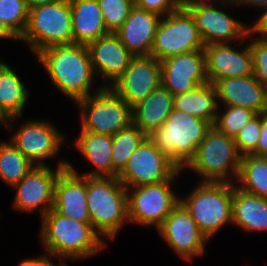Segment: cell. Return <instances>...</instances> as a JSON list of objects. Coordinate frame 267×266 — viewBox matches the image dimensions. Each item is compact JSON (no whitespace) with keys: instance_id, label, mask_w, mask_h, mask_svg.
<instances>
[{"instance_id":"37","label":"cell","mask_w":267,"mask_h":266,"mask_svg":"<svg viewBox=\"0 0 267 266\" xmlns=\"http://www.w3.org/2000/svg\"><path fill=\"white\" fill-rule=\"evenodd\" d=\"M135 5L145 11L153 12L161 17L178 10L174 0H134Z\"/></svg>"},{"instance_id":"38","label":"cell","mask_w":267,"mask_h":266,"mask_svg":"<svg viewBox=\"0 0 267 266\" xmlns=\"http://www.w3.org/2000/svg\"><path fill=\"white\" fill-rule=\"evenodd\" d=\"M56 259L58 260L57 263H54L53 261ZM30 266H69L67 262L74 261V259L71 258H65V257H54L47 254H44L43 252L38 256H34L32 258L24 259Z\"/></svg>"},{"instance_id":"16","label":"cell","mask_w":267,"mask_h":266,"mask_svg":"<svg viewBox=\"0 0 267 266\" xmlns=\"http://www.w3.org/2000/svg\"><path fill=\"white\" fill-rule=\"evenodd\" d=\"M248 40L249 33L245 40L238 43L205 45L203 50L209 83L214 84L223 78L254 75L253 58Z\"/></svg>"},{"instance_id":"36","label":"cell","mask_w":267,"mask_h":266,"mask_svg":"<svg viewBox=\"0 0 267 266\" xmlns=\"http://www.w3.org/2000/svg\"><path fill=\"white\" fill-rule=\"evenodd\" d=\"M249 39L254 77L267 87V37L256 36L249 32Z\"/></svg>"},{"instance_id":"4","label":"cell","mask_w":267,"mask_h":266,"mask_svg":"<svg viewBox=\"0 0 267 266\" xmlns=\"http://www.w3.org/2000/svg\"><path fill=\"white\" fill-rule=\"evenodd\" d=\"M233 183L199 181L180 203L210 241L220 230L232 225ZM219 231V232H218Z\"/></svg>"},{"instance_id":"3","label":"cell","mask_w":267,"mask_h":266,"mask_svg":"<svg viewBox=\"0 0 267 266\" xmlns=\"http://www.w3.org/2000/svg\"><path fill=\"white\" fill-rule=\"evenodd\" d=\"M86 193L91 225L106 242L116 240L129 223L126 187L116 177H86Z\"/></svg>"},{"instance_id":"40","label":"cell","mask_w":267,"mask_h":266,"mask_svg":"<svg viewBox=\"0 0 267 266\" xmlns=\"http://www.w3.org/2000/svg\"><path fill=\"white\" fill-rule=\"evenodd\" d=\"M257 20H253L254 24H250V32L260 37H267V6L260 11Z\"/></svg>"},{"instance_id":"33","label":"cell","mask_w":267,"mask_h":266,"mask_svg":"<svg viewBox=\"0 0 267 266\" xmlns=\"http://www.w3.org/2000/svg\"><path fill=\"white\" fill-rule=\"evenodd\" d=\"M28 15L25 0H0V19L18 38L26 29Z\"/></svg>"},{"instance_id":"15","label":"cell","mask_w":267,"mask_h":266,"mask_svg":"<svg viewBox=\"0 0 267 266\" xmlns=\"http://www.w3.org/2000/svg\"><path fill=\"white\" fill-rule=\"evenodd\" d=\"M170 250L181 260L193 262L206 253L207 237L200 231L187 209L179 203L156 229Z\"/></svg>"},{"instance_id":"18","label":"cell","mask_w":267,"mask_h":266,"mask_svg":"<svg viewBox=\"0 0 267 266\" xmlns=\"http://www.w3.org/2000/svg\"><path fill=\"white\" fill-rule=\"evenodd\" d=\"M161 63V85L173 96L208 84L204 50L169 57Z\"/></svg>"},{"instance_id":"19","label":"cell","mask_w":267,"mask_h":266,"mask_svg":"<svg viewBox=\"0 0 267 266\" xmlns=\"http://www.w3.org/2000/svg\"><path fill=\"white\" fill-rule=\"evenodd\" d=\"M95 76L102 87H111L134 57L115 33H109L87 45Z\"/></svg>"},{"instance_id":"12","label":"cell","mask_w":267,"mask_h":266,"mask_svg":"<svg viewBox=\"0 0 267 266\" xmlns=\"http://www.w3.org/2000/svg\"><path fill=\"white\" fill-rule=\"evenodd\" d=\"M227 6L235 9L237 5L233 0H221L215 3L194 5L187 9L205 45L236 43L247 38L250 23L244 24L238 18L235 19L225 12Z\"/></svg>"},{"instance_id":"42","label":"cell","mask_w":267,"mask_h":266,"mask_svg":"<svg viewBox=\"0 0 267 266\" xmlns=\"http://www.w3.org/2000/svg\"><path fill=\"white\" fill-rule=\"evenodd\" d=\"M237 7H250V8H258V10L267 6V0H233Z\"/></svg>"},{"instance_id":"1","label":"cell","mask_w":267,"mask_h":266,"mask_svg":"<svg viewBox=\"0 0 267 266\" xmlns=\"http://www.w3.org/2000/svg\"><path fill=\"white\" fill-rule=\"evenodd\" d=\"M35 57L52 85L74 103L102 88L95 84L97 77L87 45H55L41 50Z\"/></svg>"},{"instance_id":"2","label":"cell","mask_w":267,"mask_h":266,"mask_svg":"<svg viewBox=\"0 0 267 266\" xmlns=\"http://www.w3.org/2000/svg\"><path fill=\"white\" fill-rule=\"evenodd\" d=\"M40 220L38 236L44 254L82 261L97 256L108 245L91 223L60 215L53 208Z\"/></svg>"},{"instance_id":"5","label":"cell","mask_w":267,"mask_h":266,"mask_svg":"<svg viewBox=\"0 0 267 266\" xmlns=\"http://www.w3.org/2000/svg\"><path fill=\"white\" fill-rule=\"evenodd\" d=\"M212 125L179 110H173L158 129L146 137L180 169L195 156L196 150Z\"/></svg>"},{"instance_id":"11","label":"cell","mask_w":267,"mask_h":266,"mask_svg":"<svg viewBox=\"0 0 267 266\" xmlns=\"http://www.w3.org/2000/svg\"><path fill=\"white\" fill-rule=\"evenodd\" d=\"M53 167L35 166L27 175L12 187L15 196L12 207L19 212L34 214L40 219L54 206L55 184L60 173L68 167V160H59Z\"/></svg>"},{"instance_id":"10","label":"cell","mask_w":267,"mask_h":266,"mask_svg":"<svg viewBox=\"0 0 267 266\" xmlns=\"http://www.w3.org/2000/svg\"><path fill=\"white\" fill-rule=\"evenodd\" d=\"M183 173L180 169L170 180L139 185L127 189L128 222L143 228H158L180 203L174 182ZM173 189V190H172Z\"/></svg>"},{"instance_id":"46","label":"cell","mask_w":267,"mask_h":266,"mask_svg":"<svg viewBox=\"0 0 267 266\" xmlns=\"http://www.w3.org/2000/svg\"><path fill=\"white\" fill-rule=\"evenodd\" d=\"M19 266H30L25 260H22Z\"/></svg>"},{"instance_id":"25","label":"cell","mask_w":267,"mask_h":266,"mask_svg":"<svg viewBox=\"0 0 267 266\" xmlns=\"http://www.w3.org/2000/svg\"><path fill=\"white\" fill-rule=\"evenodd\" d=\"M74 43L88 45L109 34L97 0H70Z\"/></svg>"},{"instance_id":"29","label":"cell","mask_w":267,"mask_h":266,"mask_svg":"<svg viewBox=\"0 0 267 266\" xmlns=\"http://www.w3.org/2000/svg\"><path fill=\"white\" fill-rule=\"evenodd\" d=\"M235 185L244 192L267 198V157L242 156Z\"/></svg>"},{"instance_id":"35","label":"cell","mask_w":267,"mask_h":266,"mask_svg":"<svg viewBox=\"0 0 267 266\" xmlns=\"http://www.w3.org/2000/svg\"><path fill=\"white\" fill-rule=\"evenodd\" d=\"M262 126V113L254 116L234 137L235 145L241 156L251 155L259 142Z\"/></svg>"},{"instance_id":"31","label":"cell","mask_w":267,"mask_h":266,"mask_svg":"<svg viewBox=\"0 0 267 266\" xmlns=\"http://www.w3.org/2000/svg\"><path fill=\"white\" fill-rule=\"evenodd\" d=\"M145 138L146 135L133 123L113 135V177L117 178L124 170L130 156Z\"/></svg>"},{"instance_id":"9","label":"cell","mask_w":267,"mask_h":266,"mask_svg":"<svg viewBox=\"0 0 267 266\" xmlns=\"http://www.w3.org/2000/svg\"><path fill=\"white\" fill-rule=\"evenodd\" d=\"M80 113V130L115 135L132 123V108L110 87L75 103Z\"/></svg>"},{"instance_id":"32","label":"cell","mask_w":267,"mask_h":266,"mask_svg":"<svg viewBox=\"0 0 267 266\" xmlns=\"http://www.w3.org/2000/svg\"><path fill=\"white\" fill-rule=\"evenodd\" d=\"M256 115V112L245 107L219 105L213 126L227 136L235 137Z\"/></svg>"},{"instance_id":"28","label":"cell","mask_w":267,"mask_h":266,"mask_svg":"<svg viewBox=\"0 0 267 266\" xmlns=\"http://www.w3.org/2000/svg\"><path fill=\"white\" fill-rule=\"evenodd\" d=\"M217 92L214 84H202L194 90L174 95V110L204 119L214 125L218 111Z\"/></svg>"},{"instance_id":"39","label":"cell","mask_w":267,"mask_h":266,"mask_svg":"<svg viewBox=\"0 0 267 266\" xmlns=\"http://www.w3.org/2000/svg\"><path fill=\"white\" fill-rule=\"evenodd\" d=\"M267 157V110L262 113V126L256 150L251 154Z\"/></svg>"},{"instance_id":"44","label":"cell","mask_w":267,"mask_h":266,"mask_svg":"<svg viewBox=\"0 0 267 266\" xmlns=\"http://www.w3.org/2000/svg\"><path fill=\"white\" fill-rule=\"evenodd\" d=\"M61 0H25L28 9H32L37 6L56 3Z\"/></svg>"},{"instance_id":"7","label":"cell","mask_w":267,"mask_h":266,"mask_svg":"<svg viewBox=\"0 0 267 266\" xmlns=\"http://www.w3.org/2000/svg\"><path fill=\"white\" fill-rule=\"evenodd\" d=\"M19 42L27 44L34 55L51 46L74 44L70 0L30 9L27 26Z\"/></svg>"},{"instance_id":"8","label":"cell","mask_w":267,"mask_h":266,"mask_svg":"<svg viewBox=\"0 0 267 266\" xmlns=\"http://www.w3.org/2000/svg\"><path fill=\"white\" fill-rule=\"evenodd\" d=\"M22 116L9 118L4 127L12 131L9 141L20 150L35 166H47V159H57L61 147H64L66 136L57 126L45 119H26L19 121ZM20 124L17 125L16 122ZM22 122V123H21ZM15 129V130H14ZM15 131V132H14Z\"/></svg>"},{"instance_id":"24","label":"cell","mask_w":267,"mask_h":266,"mask_svg":"<svg viewBox=\"0 0 267 266\" xmlns=\"http://www.w3.org/2000/svg\"><path fill=\"white\" fill-rule=\"evenodd\" d=\"M232 226L246 233L267 232V198L244 192L233 183Z\"/></svg>"},{"instance_id":"27","label":"cell","mask_w":267,"mask_h":266,"mask_svg":"<svg viewBox=\"0 0 267 266\" xmlns=\"http://www.w3.org/2000/svg\"><path fill=\"white\" fill-rule=\"evenodd\" d=\"M0 58V111L9 119L24 116L30 91L19 74Z\"/></svg>"},{"instance_id":"43","label":"cell","mask_w":267,"mask_h":266,"mask_svg":"<svg viewBox=\"0 0 267 266\" xmlns=\"http://www.w3.org/2000/svg\"><path fill=\"white\" fill-rule=\"evenodd\" d=\"M17 40L19 41V38L8 28V26L2 22L0 19V40Z\"/></svg>"},{"instance_id":"41","label":"cell","mask_w":267,"mask_h":266,"mask_svg":"<svg viewBox=\"0 0 267 266\" xmlns=\"http://www.w3.org/2000/svg\"><path fill=\"white\" fill-rule=\"evenodd\" d=\"M221 0H174L179 10H187L194 5L215 3Z\"/></svg>"},{"instance_id":"13","label":"cell","mask_w":267,"mask_h":266,"mask_svg":"<svg viewBox=\"0 0 267 266\" xmlns=\"http://www.w3.org/2000/svg\"><path fill=\"white\" fill-rule=\"evenodd\" d=\"M195 22L187 10H177L162 17L157 27L151 56L163 61L177 54L203 50Z\"/></svg>"},{"instance_id":"30","label":"cell","mask_w":267,"mask_h":266,"mask_svg":"<svg viewBox=\"0 0 267 266\" xmlns=\"http://www.w3.org/2000/svg\"><path fill=\"white\" fill-rule=\"evenodd\" d=\"M33 165L10 141L0 139V180L8 187L19 183Z\"/></svg>"},{"instance_id":"20","label":"cell","mask_w":267,"mask_h":266,"mask_svg":"<svg viewBox=\"0 0 267 266\" xmlns=\"http://www.w3.org/2000/svg\"><path fill=\"white\" fill-rule=\"evenodd\" d=\"M218 105L239 106L257 114L267 110V87L254 75L217 80L214 83Z\"/></svg>"},{"instance_id":"17","label":"cell","mask_w":267,"mask_h":266,"mask_svg":"<svg viewBox=\"0 0 267 266\" xmlns=\"http://www.w3.org/2000/svg\"><path fill=\"white\" fill-rule=\"evenodd\" d=\"M161 85V63L153 56H134L110 87L132 108Z\"/></svg>"},{"instance_id":"14","label":"cell","mask_w":267,"mask_h":266,"mask_svg":"<svg viewBox=\"0 0 267 266\" xmlns=\"http://www.w3.org/2000/svg\"><path fill=\"white\" fill-rule=\"evenodd\" d=\"M180 168L162 153L147 137L130 156L118 175L126 188L170 180Z\"/></svg>"},{"instance_id":"34","label":"cell","mask_w":267,"mask_h":266,"mask_svg":"<svg viewBox=\"0 0 267 266\" xmlns=\"http://www.w3.org/2000/svg\"><path fill=\"white\" fill-rule=\"evenodd\" d=\"M109 33H115L128 18L134 0H97Z\"/></svg>"},{"instance_id":"6","label":"cell","mask_w":267,"mask_h":266,"mask_svg":"<svg viewBox=\"0 0 267 266\" xmlns=\"http://www.w3.org/2000/svg\"><path fill=\"white\" fill-rule=\"evenodd\" d=\"M241 157L234 137L227 136L212 126L199 144L195 156L182 171L195 172L200 178L199 181L235 184Z\"/></svg>"},{"instance_id":"23","label":"cell","mask_w":267,"mask_h":266,"mask_svg":"<svg viewBox=\"0 0 267 266\" xmlns=\"http://www.w3.org/2000/svg\"><path fill=\"white\" fill-rule=\"evenodd\" d=\"M74 146L89 163L91 170L80 173L68 161V168L85 177H113L112 142L113 136L89 131H79Z\"/></svg>"},{"instance_id":"45","label":"cell","mask_w":267,"mask_h":266,"mask_svg":"<svg viewBox=\"0 0 267 266\" xmlns=\"http://www.w3.org/2000/svg\"><path fill=\"white\" fill-rule=\"evenodd\" d=\"M8 118L0 111V125H5L7 122Z\"/></svg>"},{"instance_id":"22","label":"cell","mask_w":267,"mask_h":266,"mask_svg":"<svg viewBox=\"0 0 267 266\" xmlns=\"http://www.w3.org/2000/svg\"><path fill=\"white\" fill-rule=\"evenodd\" d=\"M161 16L134 5L123 25L115 32L134 56H151L152 45Z\"/></svg>"},{"instance_id":"21","label":"cell","mask_w":267,"mask_h":266,"mask_svg":"<svg viewBox=\"0 0 267 266\" xmlns=\"http://www.w3.org/2000/svg\"><path fill=\"white\" fill-rule=\"evenodd\" d=\"M53 209L78 222L91 223L87 207L86 177L65 168L55 184Z\"/></svg>"},{"instance_id":"26","label":"cell","mask_w":267,"mask_h":266,"mask_svg":"<svg viewBox=\"0 0 267 266\" xmlns=\"http://www.w3.org/2000/svg\"><path fill=\"white\" fill-rule=\"evenodd\" d=\"M174 110V96L162 85L132 107V123L145 135L160 128Z\"/></svg>"}]
</instances>
